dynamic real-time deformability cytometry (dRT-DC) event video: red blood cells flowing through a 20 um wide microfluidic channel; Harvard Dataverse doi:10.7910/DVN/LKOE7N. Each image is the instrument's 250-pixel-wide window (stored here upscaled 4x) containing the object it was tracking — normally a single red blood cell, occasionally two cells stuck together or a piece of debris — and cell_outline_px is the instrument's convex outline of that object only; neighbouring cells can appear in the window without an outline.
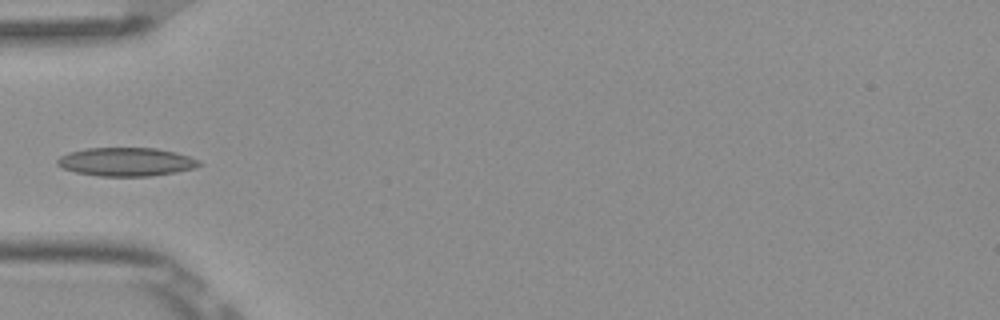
{"species": "Egyptian fruit bat (a non-hibernating species)", "species_latin": "Rousettus aegyptiacus", "temperature_condition": "room temperature", "stored_images_in_passage": 5, "camera_frame_rate_fps": 3000, "um_per_image_px": 0.085, "frame": {"image": 1, "passage_image": 4, "time_ms": 1.0, "image_size_px": [1000, 320], "cell_outline_px": [[204, 164], [196, 168], [176, 172], [152, 176], [100, 176], [76, 172], [64, 168], [56, 164], [56, 160], [60, 156], [68, 152], [88, 148], [156, 148], [176, 152], [200, 160]], "centroid_in_image_um": [10.77, 13.75], "position_along_channel_um": 74.2, "area_um2": 23.7}}
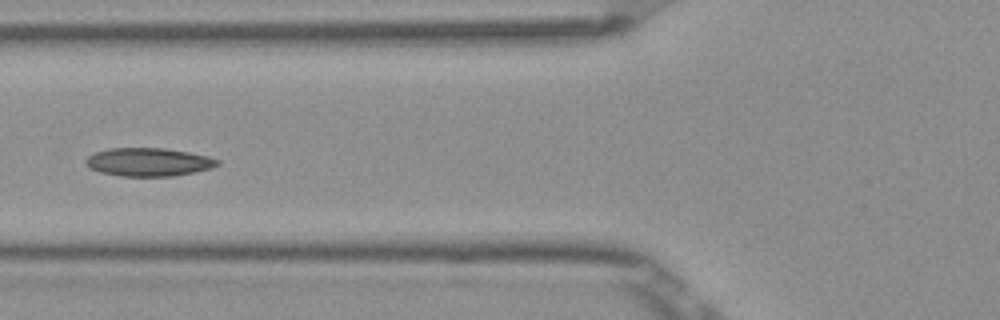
{"frame": {"image": 2, "passage_image": 5, "time_ms": 1.333, "image_size_px": [1000, 320], "cell_outline_px": [[220, 164], [212, 168], [172, 176], [120, 176], [100, 172], [88, 168], [84, 160], [88, 156], [96, 152], [108, 148], [164, 148], [188, 152], [208, 156], [220, 160]], "centroid_in_image_um": [12.61, 13.77], "position_along_channel_um": 113.2, "area_um2": 21.73}}